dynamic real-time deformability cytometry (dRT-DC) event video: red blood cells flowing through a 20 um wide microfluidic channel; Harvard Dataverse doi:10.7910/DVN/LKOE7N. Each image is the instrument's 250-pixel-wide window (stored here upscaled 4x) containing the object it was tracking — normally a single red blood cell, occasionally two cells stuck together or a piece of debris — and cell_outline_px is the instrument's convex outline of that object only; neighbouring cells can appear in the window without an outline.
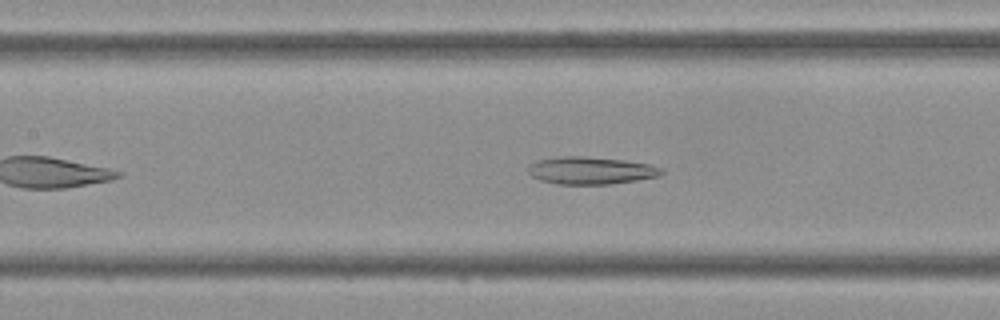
{"species": "Egyptian fruit bat (a non-hibernating species)", "species_latin": "Rousettus aegyptiacus", "temperature_condition": "cold", "stored_images_in_passage": 37, "camera_frame_rate_fps": 3000, "um_per_image_px": 0.085, "frame": {"image": 1, "passage_image": 12, "time_ms": 3.667, "image_size_px": [1000, 320], "cell_outline_px": [[664, 172], [660, 176], [636, 180], [608, 184], [556, 184], [540, 180], [532, 176], [528, 172], [528, 164], [540, 160], [560, 156], [580, 156], [624, 160], [648, 164], [664, 168]], "centroid_in_image_um": [50.22, 14.49], "position_along_channel_um": 157.2, "area_um2": 21.27}}
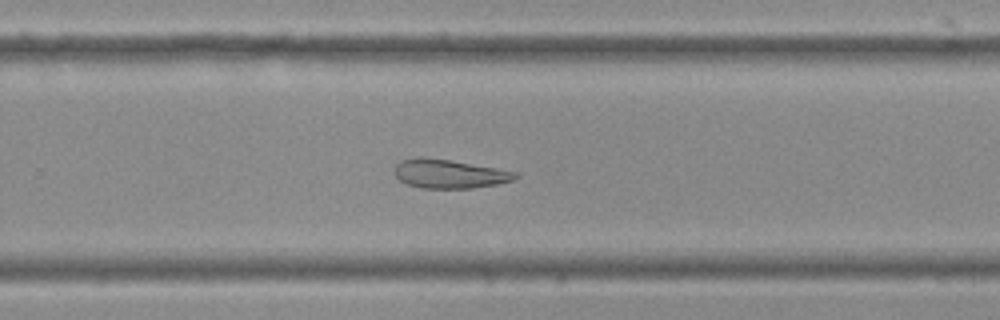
{"frame": {"image": 2, "passage_image": 21, "time_ms": 6.667, "image_size_px": [1000, 320], "cell_outline_px": [[520, 176], [512, 180], [496, 184], [472, 188], [420, 188], [408, 184], [400, 180], [396, 176], [396, 164], [400, 160], [420, 156], [448, 160], [496, 168], [516, 172]], "centroid_in_image_um": [38.17, 14.77], "position_along_channel_um": 291.6, "area_um2": 20.06}}
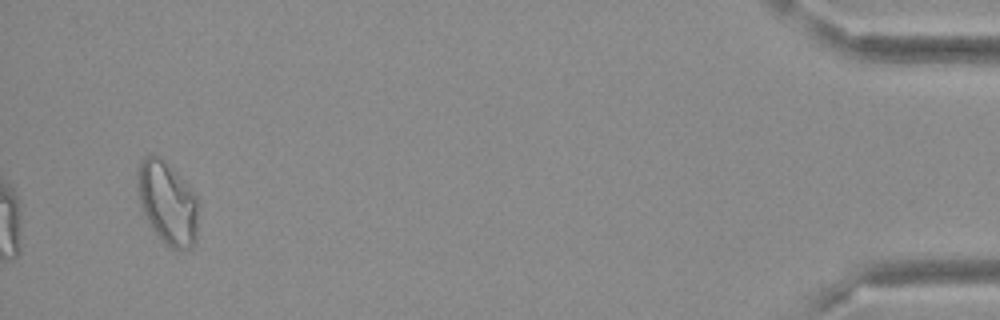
{"frame": {"image": 3, "passage_image": 35, "time_ms": 11.333, "image_size_px": [1000, 320], "cell_outline_px": [[196, 240], [192, 248], [180, 252], [176, 252], [148, 224], [140, 204], [136, 184], [136, 172], [140, 160], [144, 156], [160, 156], [188, 184], [196, 196]], "centroid_in_image_um": [14.2, 17.23], "position_along_channel_um": 421.0, "area_um2": 29.36}}